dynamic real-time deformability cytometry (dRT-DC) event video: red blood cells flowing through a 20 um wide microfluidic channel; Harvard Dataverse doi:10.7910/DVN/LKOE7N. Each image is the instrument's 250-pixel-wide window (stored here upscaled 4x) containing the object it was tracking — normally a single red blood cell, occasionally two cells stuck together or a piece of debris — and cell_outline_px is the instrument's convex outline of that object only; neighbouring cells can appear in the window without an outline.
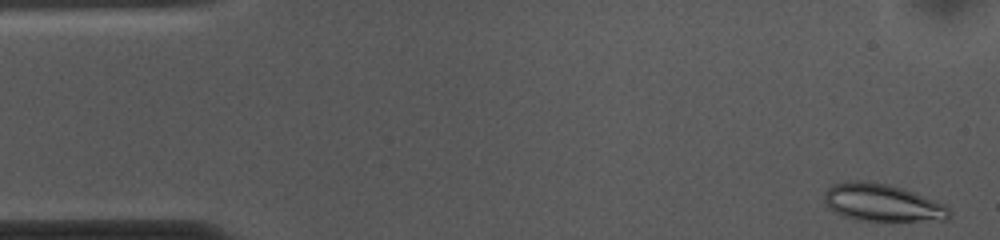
{"species": "common noctule bat (a hibernating species)", "species_latin": "Nyctalus noctula", "temperature_condition": "cold", "stored_images_in_passage": 53, "camera_frame_rate_fps": 3000, "um_per_image_px": 0.085, "animal": {"sex": "female", "body_mass_g": 10.0, "forearm_length_mm": 53.1}, "frame": {"image": 1, "passage_image": 2, "time_ms": 0.333, "image_size_px": [1000, 240], "cell_outline_px": [[952, 216], [948, 220], [856, 220], [840, 216], [828, 208], [824, 204], [824, 192], [832, 184], [852, 180], [868, 180], [888, 184], [904, 188], [944, 204], [952, 212]], "centroid_in_image_um": [74.95, 17.22], "position_along_channel_um": 10.0, "area_um2": 27.63}}
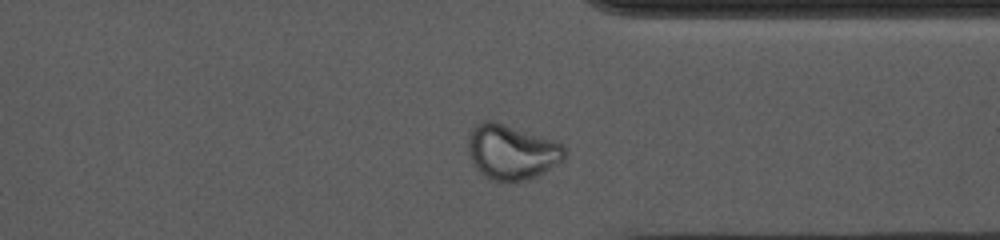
{"frame": {"image": 2, "passage_image": 40, "time_ms": 13.0, "image_size_px": [1000, 240], "cell_outline_px": [[564, 160], [536, 176], [528, 180], [492, 180], [484, 176], [476, 168], [468, 156], [468, 136], [472, 128], [480, 120], [492, 120], [564, 144]], "centroid_in_image_um": [43.44, 12.9], "position_along_channel_um": 368.0, "area_um2": 30.63}}
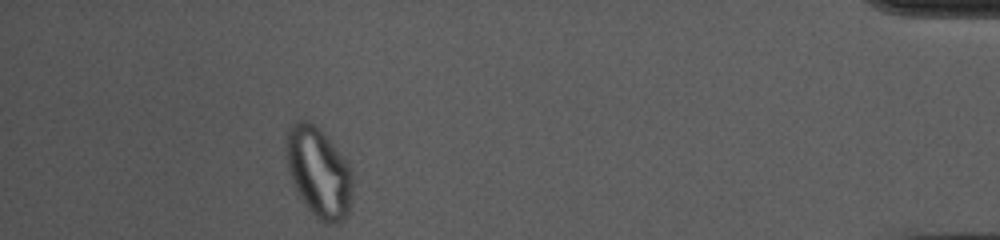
{"frame": {"image": 3, "passage_image": 48, "time_ms": 15.667, "image_size_px": [1000, 240], "cell_outline_px": [[352, 204], [344, 220], [336, 224], [324, 224], [308, 208], [300, 196], [292, 180], [288, 168], [284, 148], [284, 140], [292, 124], [296, 120], [308, 120], [316, 124], [328, 136], [340, 152], [348, 164], [352, 172]], "centroid_in_image_um": [27.1, 14.61], "position_along_channel_um": 408.1, "area_um2": 35.26}, "authors_computed_cell_mechanics": {"area_um2": 26.588, "velocity_mm_per_s": 3.6838, "shape_relaxation_time_tau1_ms": null, "shape_relaxation_time_tau2_ms": 1.9173, "deformation_change_tau1": null, "deformation_change_tau2": 0.0758}}